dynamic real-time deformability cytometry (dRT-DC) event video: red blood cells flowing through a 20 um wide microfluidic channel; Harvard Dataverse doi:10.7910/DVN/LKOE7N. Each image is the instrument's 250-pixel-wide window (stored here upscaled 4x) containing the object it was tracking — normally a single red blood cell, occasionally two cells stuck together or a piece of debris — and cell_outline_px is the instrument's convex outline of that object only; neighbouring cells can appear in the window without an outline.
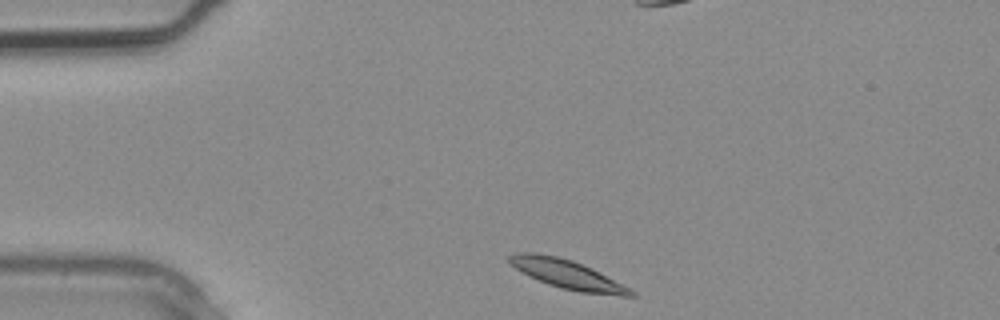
{"species": "common noctule bat (a hibernating species)", "species_latin": "Nyctalus noctula", "temperature_condition": "warm", "stored_images_in_passage": 2, "camera_frame_rate_fps": 3000, "um_per_image_px": 0.085, "animal": {"sex": "male", "body_mass_g": 20.4}, "frame": {"image": 1, "passage_image": 1, "time_ms": 0.0, "image_size_px": [1000, 320], "cell_outline_px": [[636, 296], [620, 296], [580, 292], [548, 284], [516, 268], [508, 260], [508, 256], [516, 252], [536, 252], [556, 256], [572, 260], [592, 268], [636, 292]], "centroid_in_image_um": [48.24, 23.31], "position_along_channel_um": 36.8, "area_um2": 20.06}}